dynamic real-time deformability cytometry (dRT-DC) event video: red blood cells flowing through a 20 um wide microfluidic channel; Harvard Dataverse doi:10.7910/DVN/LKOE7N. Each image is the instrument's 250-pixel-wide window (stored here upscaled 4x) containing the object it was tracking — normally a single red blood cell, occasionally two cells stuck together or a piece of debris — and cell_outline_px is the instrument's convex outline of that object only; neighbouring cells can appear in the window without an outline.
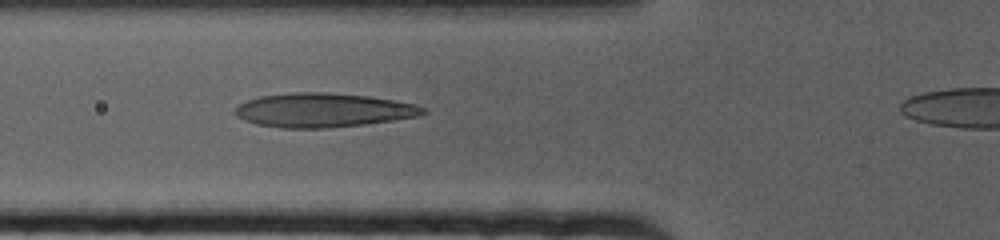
{"species": "human", "species_latin": "Homo sapiens", "temperature_condition": "cold", "stored_images_in_passage": 51, "camera_frame_rate_fps": 3000, "um_per_image_px": 0.085, "donor": {"sex": "female"}, "frame": {"image": 1, "passage_image": 13, "time_ms": 4.0, "image_size_px": [1000, 240], "cell_outline_px": [[428, 112], [416, 116], [392, 120], [364, 124], [328, 128], [280, 128], [256, 124], [244, 120], [236, 116], [236, 108], [240, 104], [248, 100], [260, 96], [292, 92], [324, 92], [368, 96], [396, 100], [412, 104], [424, 108]], "centroid_in_image_um": [27.44, 9.36], "position_along_channel_um": 98.4, "area_um2": 37.11}}
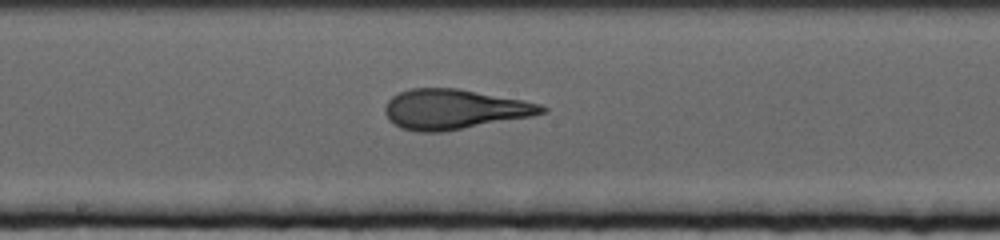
{"frame": {"image": 2, "passage_image": 25, "time_ms": 8.0, "image_size_px": [1000, 240], "cell_outline_px": [[548, 112], [532, 116], [440, 132], [416, 132], [400, 128], [388, 120], [384, 112], [384, 108], [388, 100], [392, 96], [400, 92], [412, 88], [460, 88], [524, 100], [540, 104], [548, 108]], "centroid_in_image_um": [38.6, 9.28], "position_along_channel_um": 209.6, "area_um2": 36.65}}
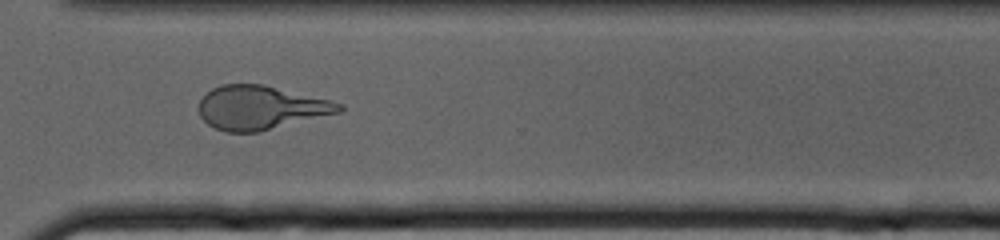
{"frame": {"image": 3, "passage_image": 40, "time_ms": 13.0, "image_size_px": [1000, 240], "cell_outline_px": [[344, 108], [340, 112], [256, 132], [228, 132], [216, 128], [208, 124], [200, 116], [200, 100], [212, 88], [220, 84], [264, 84], [344, 104]], "centroid_in_image_um": [22.14, 9.14], "position_along_channel_um": 348.5, "area_um2": 35.26}}